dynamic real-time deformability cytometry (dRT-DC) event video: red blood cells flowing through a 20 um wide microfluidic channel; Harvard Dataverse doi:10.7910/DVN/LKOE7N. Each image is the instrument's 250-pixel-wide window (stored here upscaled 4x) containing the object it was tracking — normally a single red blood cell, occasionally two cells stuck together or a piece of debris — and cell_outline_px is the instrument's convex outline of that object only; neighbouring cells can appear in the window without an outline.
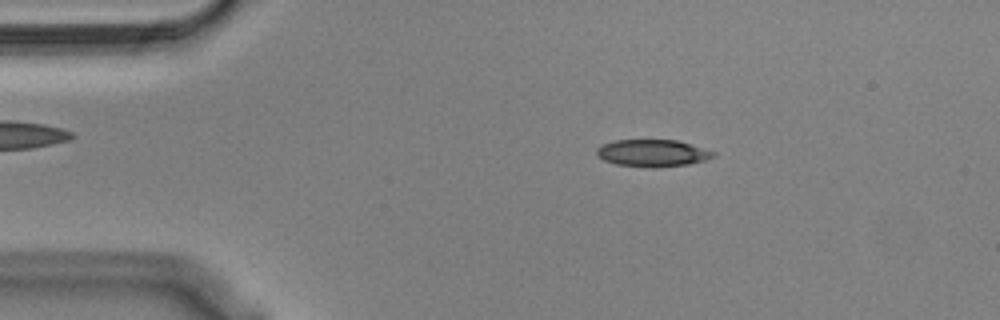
{"species": "Egyptian fruit bat (a non-hibernating species)", "species_latin": "Rousettus aegyptiacus", "temperature_condition": "cold", "stored_images_in_passage": 47, "camera_frame_rate_fps": 3000, "um_per_image_px": 0.085, "animal": {"sex": "male"}, "frame": {"image": 1, "passage_image": 2, "time_ms": 0.333, "image_size_px": [1000, 320], "cell_outline_px": [[716, 156], [704, 160], [688, 164], [656, 168], [616, 164], [604, 160], [596, 156], [596, 148], [604, 144], [616, 140], [676, 140], [716, 152]], "centroid_in_image_um": [55.45, 13.02], "position_along_channel_um": 29.5, "area_um2": 18.32}}
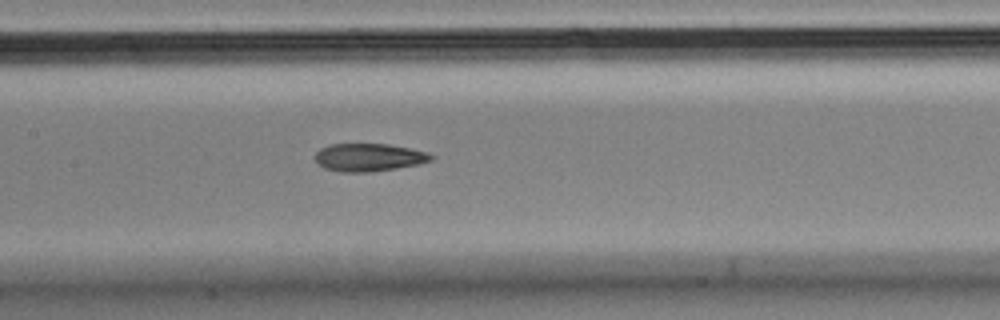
{"frame": {"image": 2, "passage_image": 18, "time_ms": 5.667, "image_size_px": [1000, 320], "cell_outline_px": [[436, 156], [432, 160], [420, 164], [372, 172], [340, 172], [324, 168], [316, 160], [316, 152], [320, 148], [328, 144], [388, 144], [412, 148], [428, 152]], "centroid_in_image_um": [31.4, 13.37], "position_along_channel_um": 176.0, "area_um2": 19.02}}
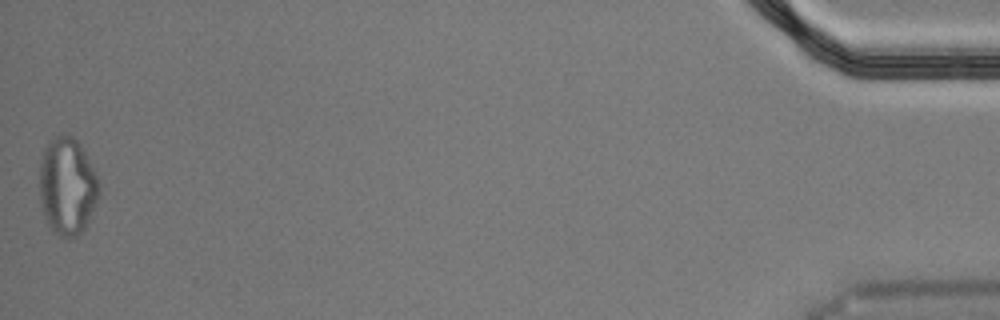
{"frame": {"image": 3, "passage_image": 47, "time_ms": 15.333, "image_size_px": [1000, 320], "cell_outline_px": [[100, 192], [96, 204], [84, 228], [76, 236], [60, 236], [48, 224], [40, 200], [40, 164], [44, 148], [48, 140], [64, 132], [72, 136], [76, 140], [84, 152], [100, 184]], "centroid_in_image_um": [5.71, 15.78], "position_along_channel_um": 429.5, "area_um2": 33.35}, "authors_computed_cell_mechanics": {"area_um2": 19.4786, "velocity_mm_per_s": 3.6195, "shape_relaxation_time_tau1_ms": 10.4794, "shape_relaxation_time_tau2_ms": 3.8181, "deformation_change_tau1": 0.2409, "deformation_change_tau2": 0.1241}}